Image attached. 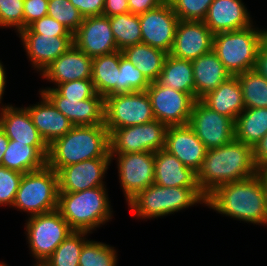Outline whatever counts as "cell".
<instances>
[{
  "label": "cell",
  "instance_id": "obj_11",
  "mask_svg": "<svg viewBox=\"0 0 267 266\" xmlns=\"http://www.w3.org/2000/svg\"><path fill=\"white\" fill-rule=\"evenodd\" d=\"M146 92L156 120L167 127L188 124L196 101L192 95L156 82H151Z\"/></svg>",
  "mask_w": 267,
  "mask_h": 266
},
{
  "label": "cell",
  "instance_id": "obj_53",
  "mask_svg": "<svg viewBox=\"0 0 267 266\" xmlns=\"http://www.w3.org/2000/svg\"><path fill=\"white\" fill-rule=\"evenodd\" d=\"M34 266H48L45 262H36V264H33Z\"/></svg>",
  "mask_w": 267,
  "mask_h": 266
},
{
  "label": "cell",
  "instance_id": "obj_52",
  "mask_svg": "<svg viewBox=\"0 0 267 266\" xmlns=\"http://www.w3.org/2000/svg\"><path fill=\"white\" fill-rule=\"evenodd\" d=\"M262 175L263 181L265 183V189H266V194H267V168L259 171Z\"/></svg>",
  "mask_w": 267,
  "mask_h": 266
},
{
  "label": "cell",
  "instance_id": "obj_10",
  "mask_svg": "<svg viewBox=\"0 0 267 266\" xmlns=\"http://www.w3.org/2000/svg\"><path fill=\"white\" fill-rule=\"evenodd\" d=\"M167 126L154 119L141 125L112 130L109 133V153L157 152L165 147Z\"/></svg>",
  "mask_w": 267,
  "mask_h": 266
},
{
  "label": "cell",
  "instance_id": "obj_27",
  "mask_svg": "<svg viewBox=\"0 0 267 266\" xmlns=\"http://www.w3.org/2000/svg\"><path fill=\"white\" fill-rule=\"evenodd\" d=\"M48 146H29L9 140L1 166L21 172L37 171L47 165Z\"/></svg>",
  "mask_w": 267,
  "mask_h": 266
},
{
  "label": "cell",
  "instance_id": "obj_23",
  "mask_svg": "<svg viewBox=\"0 0 267 266\" xmlns=\"http://www.w3.org/2000/svg\"><path fill=\"white\" fill-rule=\"evenodd\" d=\"M39 94L40 103L26 108L40 136L49 146L54 140L71 130L74 125L42 92Z\"/></svg>",
  "mask_w": 267,
  "mask_h": 266
},
{
  "label": "cell",
  "instance_id": "obj_3",
  "mask_svg": "<svg viewBox=\"0 0 267 266\" xmlns=\"http://www.w3.org/2000/svg\"><path fill=\"white\" fill-rule=\"evenodd\" d=\"M93 158H111L109 133L104 124L73 126L48 146L47 166L58 172Z\"/></svg>",
  "mask_w": 267,
  "mask_h": 266
},
{
  "label": "cell",
  "instance_id": "obj_17",
  "mask_svg": "<svg viewBox=\"0 0 267 266\" xmlns=\"http://www.w3.org/2000/svg\"><path fill=\"white\" fill-rule=\"evenodd\" d=\"M213 40L214 34L204 21L179 20L169 54L178 59L194 60L213 50Z\"/></svg>",
  "mask_w": 267,
  "mask_h": 266
},
{
  "label": "cell",
  "instance_id": "obj_47",
  "mask_svg": "<svg viewBox=\"0 0 267 266\" xmlns=\"http://www.w3.org/2000/svg\"><path fill=\"white\" fill-rule=\"evenodd\" d=\"M128 0H104L103 15L112 17L119 14L128 13Z\"/></svg>",
  "mask_w": 267,
  "mask_h": 266
},
{
  "label": "cell",
  "instance_id": "obj_34",
  "mask_svg": "<svg viewBox=\"0 0 267 266\" xmlns=\"http://www.w3.org/2000/svg\"><path fill=\"white\" fill-rule=\"evenodd\" d=\"M89 232L73 231L53 254L45 260L48 266H79V257L83 246L89 241Z\"/></svg>",
  "mask_w": 267,
  "mask_h": 266
},
{
  "label": "cell",
  "instance_id": "obj_7",
  "mask_svg": "<svg viewBox=\"0 0 267 266\" xmlns=\"http://www.w3.org/2000/svg\"><path fill=\"white\" fill-rule=\"evenodd\" d=\"M58 198L57 172L46 165L23 174L12 207L21 212L23 210L31 217L57 210Z\"/></svg>",
  "mask_w": 267,
  "mask_h": 266
},
{
  "label": "cell",
  "instance_id": "obj_54",
  "mask_svg": "<svg viewBox=\"0 0 267 266\" xmlns=\"http://www.w3.org/2000/svg\"><path fill=\"white\" fill-rule=\"evenodd\" d=\"M0 266H8L6 263H4L3 261H0Z\"/></svg>",
  "mask_w": 267,
  "mask_h": 266
},
{
  "label": "cell",
  "instance_id": "obj_39",
  "mask_svg": "<svg viewBox=\"0 0 267 266\" xmlns=\"http://www.w3.org/2000/svg\"><path fill=\"white\" fill-rule=\"evenodd\" d=\"M179 20L204 21L213 0H168Z\"/></svg>",
  "mask_w": 267,
  "mask_h": 266
},
{
  "label": "cell",
  "instance_id": "obj_24",
  "mask_svg": "<svg viewBox=\"0 0 267 266\" xmlns=\"http://www.w3.org/2000/svg\"><path fill=\"white\" fill-rule=\"evenodd\" d=\"M0 127L9 140L29 146H48L34 126L26 107L2 105L0 107Z\"/></svg>",
  "mask_w": 267,
  "mask_h": 266
},
{
  "label": "cell",
  "instance_id": "obj_9",
  "mask_svg": "<svg viewBox=\"0 0 267 266\" xmlns=\"http://www.w3.org/2000/svg\"><path fill=\"white\" fill-rule=\"evenodd\" d=\"M154 114L146 91L120 93L104 98V125L112 130L153 121Z\"/></svg>",
  "mask_w": 267,
  "mask_h": 266
},
{
  "label": "cell",
  "instance_id": "obj_28",
  "mask_svg": "<svg viewBox=\"0 0 267 266\" xmlns=\"http://www.w3.org/2000/svg\"><path fill=\"white\" fill-rule=\"evenodd\" d=\"M201 101L211 110L228 116L234 121L245 109L242 88L237 76L229 77L215 90L204 96Z\"/></svg>",
  "mask_w": 267,
  "mask_h": 266
},
{
  "label": "cell",
  "instance_id": "obj_29",
  "mask_svg": "<svg viewBox=\"0 0 267 266\" xmlns=\"http://www.w3.org/2000/svg\"><path fill=\"white\" fill-rule=\"evenodd\" d=\"M155 82L188 93L195 98V82L191 60L178 59L168 54Z\"/></svg>",
  "mask_w": 267,
  "mask_h": 266
},
{
  "label": "cell",
  "instance_id": "obj_38",
  "mask_svg": "<svg viewBox=\"0 0 267 266\" xmlns=\"http://www.w3.org/2000/svg\"><path fill=\"white\" fill-rule=\"evenodd\" d=\"M47 15L67 27L72 34L79 28L84 19L69 0H49Z\"/></svg>",
  "mask_w": 267,
  "mask_h": 266
},
{
  "label": "cell",
  "instance_id": "obj_12",
  "mask_svg": "<svg viewBox=\"0 0 267 266\" xmlns=\"http://www.w3.org/2000/svg\"><path fill=\"white\" fill-rule=\"evenodd\" d=\"M110 157L111 161L117 159L118 179L127 203L139 192L154 184V152L110 154Z\"/></svg>",
  "mask_w": 267,
  "mask_h": 266
},
{
  "label": "cell",
  "instance_id": "obj_22",
  "mask_svg": "<svg viewBox=\"0 0 267 266\" xmlns=\"http://www.w3.org/2000/svg\"><path fill=\"white\" fill-rule=\"evenodd\" d=\"M204 23L213 34L253 25L250 13L242 0H213Z\"/></svg>",
  "mask_w": 267,
  "mask_h": 266
},
{
  "label": "cell",
  "instance_id": "obj_36",
  "mask_svg": "<svg viewBox=\"0 0 267 266\" xmlns=\"http://www.w3.org/2000/svg\"><path fill=\"white\" fill-rule=\"evenodd\" d=\"M149 86L150 82L142 72L122 55L119 64L118 84L107 96L120 93L146 91Z\"/></svg>",
  "mask_w": 267,
  "mask_h": 266
},
{
  "label": "cell",
  "instance_id": "obj_26",
  "mask_svg": "<svg viewBox=\"0 0 267 266\" xmlns=\"http://www.w3.org/2000/svg\"><path fill=\"white\" fill-rule=\"evenodd\" d=\"M195 82V99L201 100L231 77L218 56L212 50L191 60Z\"/></svg>",
  "mask_w": 267,
  "mask_h": 266
},
{
  "label": "cell",
  "instance_id": "obj_35",
  "mask_svg": "<svg viewBox=\"0 0 267 266\" xmlns=\"http://www.w3.org/2000/svg\"><path fill=\"white\" fill-rule=\"evenodd\" d=\"M245 108H267V79L255 69L236 75Z\"/></svg>",
  "mask_w": 267,
  "mask_h": 266
},
{
  "label": "cell",
  "instance_id": "obj_46",
  "mask_svg": "<svg viewBox=\"0 0 267 266\" xmlns=\"http://www.w3.org/2000/svg\"><path fill=\"white\" fill-rule=\"evenodd\" d=\"M253 157L259 171L267 168V134L253 147Z\"/></svg>",
  "mask_w": 267,
  "mask_h": 266
},
{
  "label": "cell",
  "instance_id": "obj_4",
  "mask_svg": "<svg viewBox=\"0 0 267 266\" xmlns=\"http://www.w3.org/2000/svg\"><path fill=\"white\" fill-rule=\"evenodd\" d=\"M106 186L79 192H59L58 211L74 231L92 233L112 219Z\"/></svg>",
  "mask_w": 267,
  "mask_h": 266
},
{
  "label": "cell",
  "instance_id": "obj_6",
  "mask_svg": "<svg viewBox=\"0 0 267 266\" xmlns=\"http://www.w3.org/2000/svg\"><path fill=\"white\" fill-rule=\"evenodd\" d=\"M266 34L267 29L262 30L254 25L219 32L214 34L213 51L231 76H236L255 68L257 52Z\"/></svg>",
  "mask_w": 267,
  "mask_h": 266
},
{
  "label": "cell",
  "instance_id": "obj_14",
  "mask_svg": "<svg viewBox=\"0 0 267 266\" xmlns=\"http://www.w3.org/2000/svg\"><path fill=\"white\" fill-rule=\"evenodd\" d=\"M139 22L142 43L169 54L179 22L169 1L165 0L158 7L139 14Z\"/></svg>",
  "mask_w": 267,
  "mask_h": 266
},
{
  "label": "cell",
  "instance_id": "obj_41",
  "mask_svg": "<svg viewBox=\"0 0 267 266\" xmlns=\"http://www.w3.org/2000/svg\"><path fill=\"white\" fill-rule=\"evenodd\" d=\"M24 0H0V27H13L18 33L24 28Z\"/></svg>",
  "mask_w": 267,
  "mask_h": 266
},
{
  "label": "cell",
  "instance_id": "obj_48",
  "mask_svg": "<svg viewBox=\"0 0 267 266\" xmlns=\"http://www.w3.org/2000/svg\"><path fill=\"white\" fill-rule=\"evenodd\" d=\"M165 0H128L129 11L133 14H142L162 4Z\"/></svg>",
  "mask_w": 267,
  "mask_h": 266
},
{
  "label": "cell",
  "instance_id": "obj_37",
  "mask_svg": "<svg viewBox=\"0 0 267 266\" xmlns=\"http://www.w3.org/2000/svg\"><path fill=\"white\" fill-rule=\"evenodd\" d=\"M117 257L114 247L89 239L82 248L79 266H117Z\"/></svg>",
  "mask_w": 267,
  "mask_h": 266
},
{
  "label": "cell",
  "instance_id": "obj_2",
  "mask_svg": "<svg viewBox=\"0 0 267 266\" xmlns=\"http://www.w3.org/2000/svg\"><path fill=\"white\" fill-rule=\"evenodd\" d=\"M258 172L253 147L234 138L223 146L206 151L202 167L197 172V181L207 197L223 184L252 177Z\"/></svg>",
  "mask_w": 267,
  "mask_h": 266
},
{
  "label": "cell",
  "instance_id": "obj_20",
  "mask_svg": "<svg viewBox=\"0 0 267 266\" xmlns=\"http://www.w3.org/2000/svg\"><path fill=\"white\" fill-rule=\"evenodd\" d=\"M164 150L174 155L186 167L198 172L208 149L186 124L167 127Z\"/></svg>",
  "mask_w": 267,
  "mask_h": 266
},
{
  "label": "cell",
  "instance_id": "obj_8",
  "mask_svg": "<svg viewBox=\"0 0 267 266\" xmlns=\"http://www.w3.org/2000/svg\"><path fill=\"white\" fill-rule=\"evenodd\" d=\"M25 224L30 254L36 262H45L74 231L58 210L28 217Z\"/></svg>",
  "mask_w": 267,
  "mask_h": 266
},
{
  "label": "cell",
  "instance_id": "obj_42",
  "mask_svg": "<svg viewBox=\"0 0 267 266\" xmlns=\"http://www.w3.org/2000/svg\"><path fill=\"white\" fill-rule=\"evenodd\" d=\"M61 96L69 100H86L96 92L91 79H81L57 84L53 87Z\"/></svg>",
  "mask_w": 267,
  "mask_h": 266
},
{
  "label": "cell",
  "instance_id": "obj_49",
  "mask_svg": "<svg viewBox=\"0 0 267 266\" xmlns=\"http://www.w3.org/2000/svg\"><path fill=\"white\" fill-rule=\"evenodd\" d=\"M260 75L267 79V41L265 40L257 52L256 65L254 68Z\"/></svg>",
  "mask_w": 267,
  "mask_h": 266
},
{
  "label": "cell",
  "instance_id": "obj_45",
  "mask_svg": "<svg viewBox=\"0 0 267 266\" xmlns=\"http://www.w3.org/2000/svg\"><path fill=\"white\" fill-rule=\"evenodd\" d=\"M86 17L103 15L104 0H69Z\"/></svg>",
  "mask_w": 267,
  "mask_h": 266
},
{
  "label": "cell",
  "instance_id": "obj_21",
  "mask_svg": "<svg viewBox=\"0 0 267 266\" xmlns=\"http://www.w3.org/2000/svg\"><path fill=\"white\" fill-rule=\"evenodd\" d=\"M93 58L78 49L74 44L40 74L55 84L92 78Z\"/></svg>",
  "mask_w": 267,
  "mask_h": 266
},
{
  "label": "cell",
  "instance_id": "obj_13",
  "mask_svg": "<svg viewBox=\"0 0 267 266\" xmlns=\"http://www.w3.org/2000/svg\"><path fill=\"white\" fill-rule=\"evenodd\" d=\"M188 125L207 149L225 145L235 138V121L211 110L201 100H196Z\"/></svg>",
  "mask_w": 267,
  "mask_h": 266
},
{
  "label": "cell",
  "instance_id": "obj_50",
  "mask_svg": "<svg viewBox=\"0 0 267 266\" xmlns=\"http://www.w3.org/2000/svg\"><path fill=\"white\" fill-rule=\"evenodd\" d=\"M9 144V138L5 134L4 130L0 127V165L2 164L3 156L7 150Z\"/></svg>",
  "mask_w": 267,
  "mask_h": 266
},
{
  "label": "cell",
  "instance_id": "obj_31",
  "mask_svg": "<svg viewBox=\"0 0 267 266\" xmlns=\"http://www.w3.org/2000/svg\"><path fill=\"white\" fill-rule=\"evenodd\" d=\"M267 134V108H245L235 121V138L254 147Z\"/></svg>",
  "mask_w": 267,
  "mask_h": 266
},
{
  "label": "cell",
  "instance_id": "obj_44",
  "mask_svg": "<svg viewBox=\"0 0 267 266\" xmlns=\"http://www.w3.org/2000/svg\"><path fill=\"white\" fill-rule=\"evenodd\" d=\"M48 1L49 0H24V28L28 27L35 20L41 19L47 15Z\"/></svg>",
  "mask_w": 267,
  "mask_h": 266
},
{
  "label": "cell",
  "instance_id": "obj_25",
  "mask_svg": "<svg viewBox=\"0 0 267 266\" xmlns=\"http://www.w3.org/2000/svg\"><path fill=\"white\" fill-rule=\"evenodd\" d=\"M154 184L162 187L200 188L197 172L186 167L166 150L155 152Z\"/></svg>",
  "mask_w": 267,
  "mask_h": 266
},
{
  "label": "cell",
  "instance_id": "obj_19",
  "mask_svg": "<svg viewBox=\"0 0 267 266\" xmlns=\"http://www.w3.org/2000/svg\"><path fill=\"white\" fill-rule=\"evenodd\" d=\"M74 126L104 124V97L95 93L86 100H69L54 88L39 90Z\"/></svg>",
  "mask_w": 267,
  "mask_h": 266
},
{
  "label": "cell",
  "instance_id": "obj_30",
  "mask_svg": "<svg viewBox=\"0 0 267 266\" xmlns=\"http://www.w3.org/2000/svg\"><path fill=\"white\" fill-rule=\"evenodd\" d=\"M122 54L150 83L158 78L168 55L167 52L144 43L128 46L122 50Z\"/></svg>",
  "mask_w": 267,
  "mask_h": 266
},
{
  "label": "cell",
  "instance_id": "obj_32",
  "mask_svg": "<svg viewBox=\"0 0 267 266\" xmlns=\"http://www.w3.org/2000/svg\"><path fill=\"white\" fill-rule=\"evenodd\" d=\"M122 51L94 57L92 60V82L95 92L104 98L118 84V73Z\"/></svg>",
  "mask_w": 267,
  "mask_h": 266
},
{
  "label": "cell",
  "instance_id": "obj_33",
  "mask_svg": "<svg viewBox=\"0 0 267 266\" xmlns=\"http://www.w3.org/2000/svg\"><path fill=\"white\" fill-rule=\"evenodd\" d=\"M110 27L119 51L142 43L139 15L131 12L109 17Z\"/></svg>",
  "mask_w": 267,
  "mask_h": 266
},
{
  "label": "cell",
  "instance_id": "obj_18",
  "mask_svg": "<svg viewBox=\"0 0 267 266\" xmlns=\"http://www.w3.org/2000/svg\"><path fill=\"white\" fill-rule=\"evenodd\" d=\"M32 68L42 71L73 45V36H48L34 33L29 27L18 32Z\"/></svg>",
  "mask_w": 267,
  "mask_h": 266
},
{
  "label": "cell",
  "instance_id": "obj_1",
  "mask_svg": "<svg viewBox=\"0 0 267 266\" xmlns=\"http://www.w3.org/2000/svg\"><path fill=\"white\" fill-rule=\"evenodd\" d=\"M205 205L226 217L267 226V194L260 172L217 187Z\"/></svg>",
  "mask_w": 267,
  "mask_h": 266
},
{
  "label": "cell",
  "instance_id": "obj_43",
  "mask_svg": "<svg viewBox=\"0 0 267 266\" xmlns=\"http://www.w3.org/2000/svg\"><path fill=\"white\" fill-rule=\"evenodd\" d=\"M28 27L37 34H45L55 37L73 36L67 27L48 15L35 20Z\"/></svg>",
  "mask_w": 267,
  "mask_h": 266
},
{
  "label": "cell",
  "instance_id": "obj_51",
  "mask_svg": "<svg viewBox=\"0 0 267 266\" xmlns=\"http://www.w3.org/2000/svg\"><path fill=\"white\" fill-rule=\"evenodd\" d=\"M6 78H7V75H6V71L4 69V65L0 61V104H1V101L3 99V95H4V92H5V88H6L5 87L6 86V82H7Z\"/></svg>",
  "mask_w": 267,
  "mask_h": 266
},
{
  "label": "cell",
  "instance_id": "obj_15",
  "mask_svg": "<svg viewBox=\"0 0 267 266\" xmlns=\"http://www.w3.org/2000/svg\"><path fill=\"white\" fill-rule=\"evenodd\" d=\"M73 44L92 58L118 51L109 17L105 15L84 18L73 33Z\"/></svg>",
  "mask_w": 267,
  "mask_h": 266
},
{
  "label": "cell",
  "instance_id": "obj_16",
  "mask_svg": "<svg viewBox=\"0 0 267 266\" xmlns=\"http://www.w3.org/2000/svg\"><path fill=\"white\" fill-rule=\"evenodd\" d=\"M111 162V158H93L61 168L57 172L59 192H79L106 186L103 178Z\"/></svg>",
  "mask_w": 267,
  "mask_h": 266
},
{
  "label": "cell",
  "instance_id": "obj_40",
  "mask_svg": "<svg viewBox=\"0 0 267 266\" xmlns=\"http://www.w3.org/2000/svg\"><path fill=\"white\" fill-rule=\"evenodd\" d=\"M23 174L0 165V206L12 208Z\"/></svg>",
  "mask_w": 267,
  "mask_h": 266
},
{
  "label": "cell",
  "instance_id": "obj_5",
  "mask_svg": "<svg viewBox=\"0 0 267 266\" xmlns=\"http://www.w3.org/2000/svg\"><path fill=\"white\" fill-rule=\"evenodd\" d=\"M200 188L162 187L152 184L139 192L127 205L137 218L153 219L174 214L189 206L206 204Z\"/></svg>",
  "mask_w": 267,
  "mask_h": 266
}]
</instances>
